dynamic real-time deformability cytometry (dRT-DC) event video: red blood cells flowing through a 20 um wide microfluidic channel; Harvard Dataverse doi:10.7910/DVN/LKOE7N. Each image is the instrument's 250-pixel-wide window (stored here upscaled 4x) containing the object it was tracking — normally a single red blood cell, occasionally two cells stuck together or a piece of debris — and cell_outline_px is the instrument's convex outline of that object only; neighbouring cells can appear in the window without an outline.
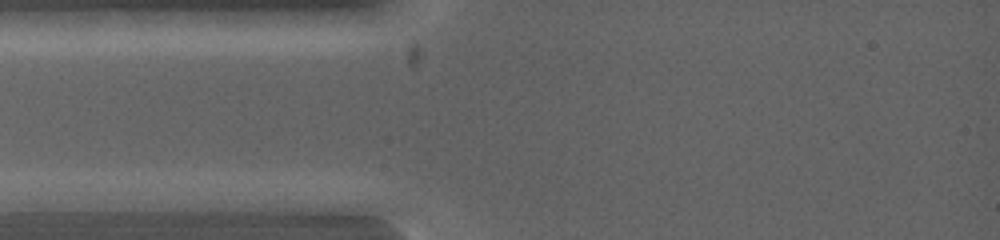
{"species": "common noctule bat (a hibernating species)", "species_latin": "Nyctalus noctula", "temperature_condition": "warm", "stored_images_in_passage": 5, "camera_frame_rate_fps": 5000, "um_per_image_px": 0.085, "animal": {"sex": "female", "body_mass_g": 19.0, "forearm_length_mm": 53.3}, "frame": {"image": 1, "passage_image": 3, "time_ms": 0.6, "image_size_px": [1000, 240], "cell_outline_px": [[124, 200], [112, 212], [20, 212], [12, 200], [64, 192], [112, 192]], "centroid_in_image_um": [5.98, 17.22], "position_along_channel_um": 79.0, "area_um2": 13.47}}